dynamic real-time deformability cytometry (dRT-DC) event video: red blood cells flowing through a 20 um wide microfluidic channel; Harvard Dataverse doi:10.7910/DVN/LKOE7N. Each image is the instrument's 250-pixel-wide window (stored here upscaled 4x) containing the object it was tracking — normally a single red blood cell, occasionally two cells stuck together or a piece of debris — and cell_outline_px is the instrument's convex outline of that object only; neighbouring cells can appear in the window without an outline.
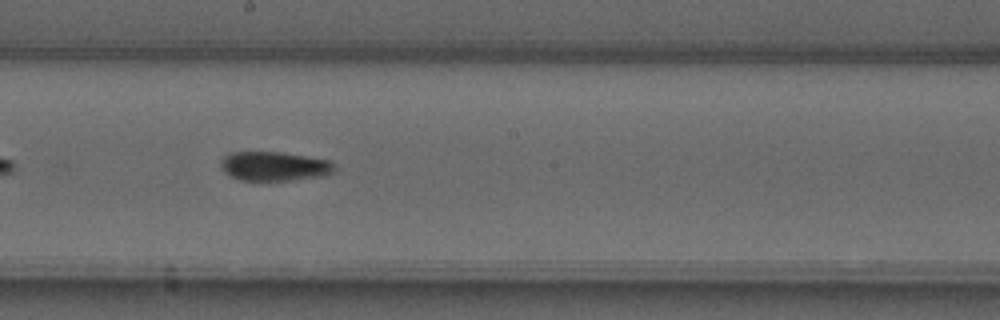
{"species": "common noctule bat (a hibernating species)", "species_latin": "Nyctalus noctula", "temperature_condition": "warm", "stored_images_in_passage": 31, "camera_frame_rate_fps": 3000, "um_per_image_px": 0.085, "animal": {"sex": "male", "forearm_length_mm": 52.5}, "frame": {"image": 1, "passage_image": 14, "time_ms": 4.333, "image_size_px": [1000, 320], "cell_outline_px": [[336, 172], [324, 176], [288, 180], [240, 180], [228, 176], [224, 172], [220, 164], [220, 160], [224, 156], [232, 152], [280, 152], [328, 160], [336, 164]], "centroid_in_image_um": [23.32, 14.13], "position_along_channel_um": 224.9, "area_um2": 19.48}, "authors_computed_cell_mechanics": {"area_um2": 19.1896, "velocity_mm_per_s": 4.1257, "shape_relaxation_time_tau1_ms": 5.7779, "shape_relaxation_time_tau2_ms": 9.6516, "deformation_change_tau1": 0.1824, "deformation_change_tau2": 0.1462}}